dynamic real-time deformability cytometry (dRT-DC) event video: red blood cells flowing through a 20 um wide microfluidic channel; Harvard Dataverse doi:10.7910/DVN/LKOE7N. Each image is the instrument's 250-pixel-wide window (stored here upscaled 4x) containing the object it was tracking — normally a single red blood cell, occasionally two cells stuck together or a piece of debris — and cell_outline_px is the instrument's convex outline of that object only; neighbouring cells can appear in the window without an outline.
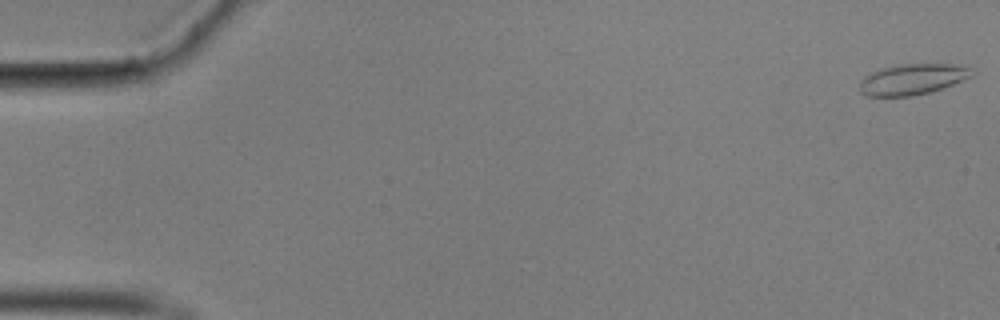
{"species": "common noctule bat (a hibernating species)", "species_latin": "Nyctalus noctula", "temperature_condition": "cold", "stored_images_in_passage": 57, "camera_frame_rate_fps": 3000, "um_per_image_px": 0.085, "animal": {"sex": "male", "body_mass_g": 17.9}, "frame": {"image": 1, "passage_image": 1, "time_ms": 0.0, "image_size_px": [1000, 320], "cell_outline_px": [[972, 76], [952, 84], [928, 92], [912, 96], [868, 96], [860, 92], [860, 84], [864, 76], [872, 72], [884, 68], [904, 64], [952, 64], [968, 68]], "centroid_in_image_um": [77.5, 6.75], "position_along_channel_um": 7.5, "area_um2": 19.54}}
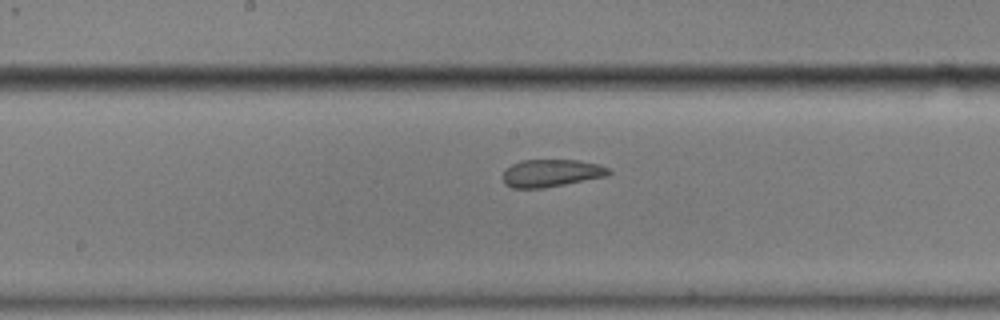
{"frame": {"image": 2, "passage_image": 30, "time_ms": 9.667, "image_size_px": [1000, 320], "cell_outline_px": [[612, 172], [608, 176], [544, 188], [512, 188], [504, 184], [504, 172], [512, 164], [520, 160], [576, 160], [600, 164], [612, 168]], "centroid_in_image_um": [46.92, 14.71], "position_along_channel_um": 201.3, "area_um2": 17.11}}
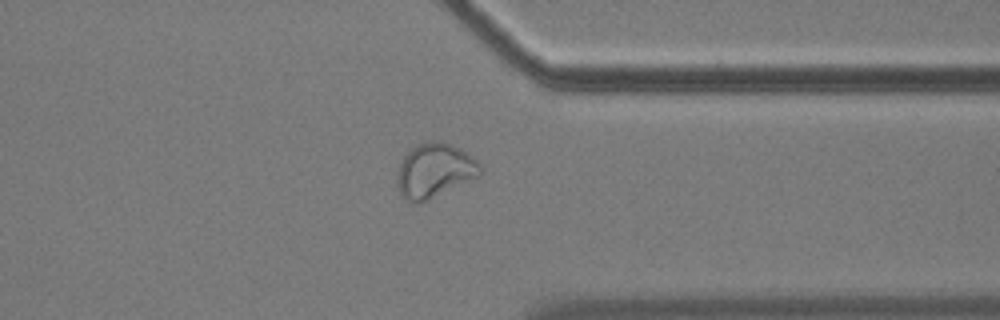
{"frame": {"image": 3, "passage_image": 45, "time_ms": 14.667, "image_size_px": [1000, 320], "cell_outline_px": [[484, 172], [480, 176], [428, 200], [416, 204], [404, 200], [396, 184], [400, 164], [404, 156], [416, 144], [432, 140], [440, 140], [452, 144], [460, 148], [472, 156], [484, 168]], "centroid_in_image_um": [36.96, 14.49], "position_along_channel_um": 374.4, "area_um2": 26.65}}